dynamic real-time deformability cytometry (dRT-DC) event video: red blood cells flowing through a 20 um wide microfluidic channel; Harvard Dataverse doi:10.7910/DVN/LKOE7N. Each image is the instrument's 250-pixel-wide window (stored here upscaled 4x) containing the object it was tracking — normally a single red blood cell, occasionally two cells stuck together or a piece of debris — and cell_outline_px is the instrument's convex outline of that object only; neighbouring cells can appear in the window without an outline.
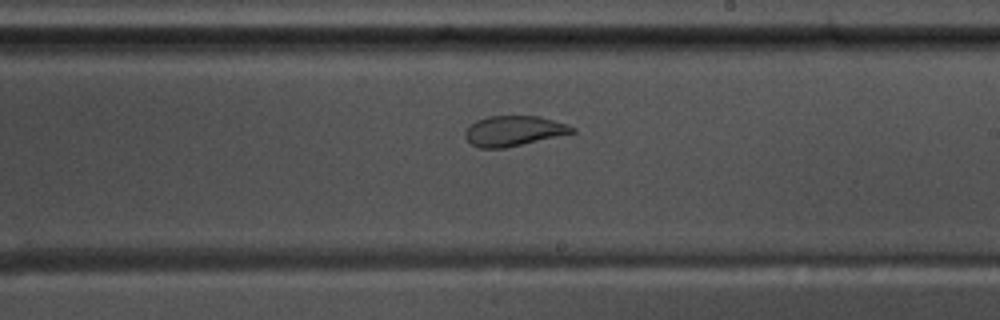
{"species": "common noctule bat (a hibernating species)", "species_latin": "Nyctalus noctula", "temperature_condition": "warm", "stored_images_in_passage": 48, "camera_frame_rate_fps": 3000, "um_per_image_px": 0.085, "animal": {"sex": "male", "body_mass_g": 17.5, "forearm_length_mm": 52.3}, "frame": {"image": 1, "passage_image": 25, "time_ms": 8.0, "image_size_px": [1000, 320], "cell_outline_px": [[576, 132], [504, 148], [480, 148], [472, 144], [464, 136], [468, 128], [476, 120], [488, 116], [540, 116], [568, 124], [576, 128]], "centroid_in_image_um": [43.7, 11.12], "position_along_channel_um": 245.3, "area_um2": 18.67}}
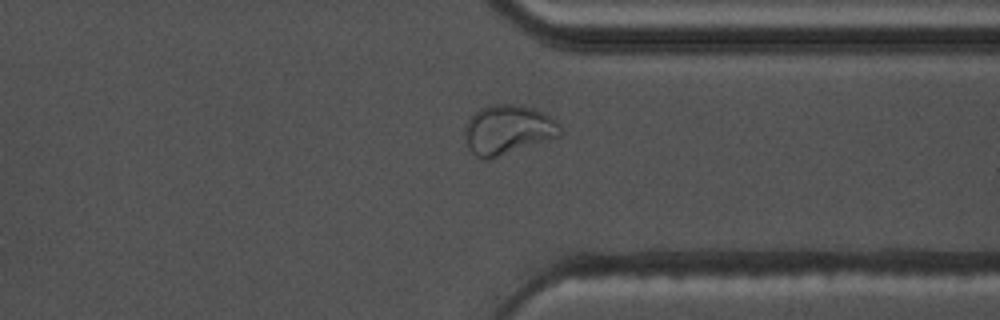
{"frame": {"image": 2, "passage_image": 35, "time_ms": 11.333, "image_size_px": [1000, 320], "cell_outline_px": [[560, 136], [488, 160], [484, 160], [476, 156], [468, 148], [464, 140], [464, 128], [468, 120], [480, 108], [488, 104], [520, 104], [536, 108], [552, 116], [560, 124]], "centroid_in_image_um": [43.16, 11.01], "position_along_channel_um": 368.2, "area_um2": 27.92}}
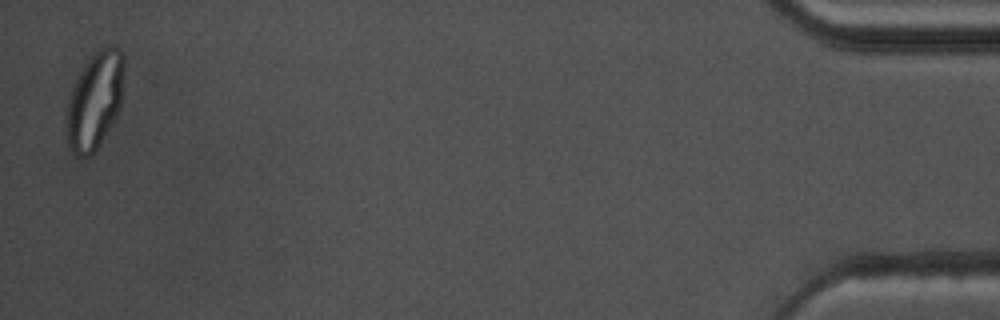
{"frame": {"image": 3, "passage_image": 47, "time_ms": 15.333, "image_size_px": [1000, 320], "cell_outline_px": [[124, 60], [120, 108], [112, 124], [92, 156], [76, 156], [72, 152], [68, 144], [64, 124], [64, 120], [68, 100], [72, 88], [84, 64], [92, 52], [108, 44], [112, 44], [120, 48], [124, 56]], "centroid_in_image_um": [8.04, 8.52], "position_along_channel_um": 427.2, "area_um2": 33.18}, "authors_computed_cell_mechanics": {"area_um2": 22.9755, "velocity_mm_per_s": 3.6975, "shape_relaxation_time_tau1_ms": null, "shape_relaxation_time_tau2_ms": 1.0427, "deformation_change_tau1": null, "deformation_change_tau2": 0.0734}}